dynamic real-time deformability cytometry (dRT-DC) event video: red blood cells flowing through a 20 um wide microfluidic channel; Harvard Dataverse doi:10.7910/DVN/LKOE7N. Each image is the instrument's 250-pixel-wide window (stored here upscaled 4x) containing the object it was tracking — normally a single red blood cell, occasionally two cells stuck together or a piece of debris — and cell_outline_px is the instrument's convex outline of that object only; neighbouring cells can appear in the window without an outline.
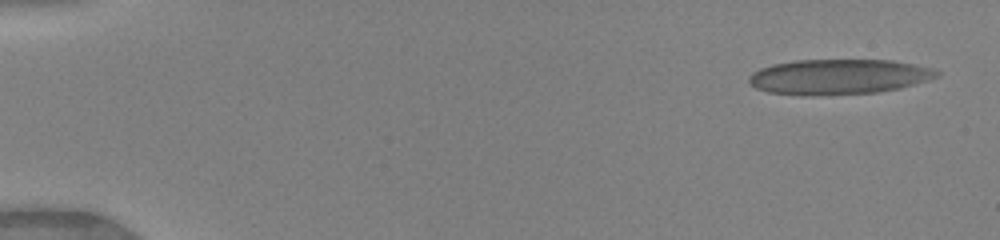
{"species": "human", "species_latin": "Homo sapiens", "temperature_condition": "warm", "stored_images_in_passage": 47, "camera_frame_rate_fps": 3000, "um_per_image_px": 0.085, "donor": {"sex": "female"}, "frame": {"image": 1, "passage_image": 1, "time_ms": 0.0, "image_size_px": [1000, 240], "cell_outline_px": [[940, 76], [928, 80], [896, 88], [876, 92], [812, 96], [808, 96], [768, 92], [756, 88], [748, 84], [748, 76], [752, 72], [760, 68], [772, 64], [796, 60], [892, 60], [932, 68], [940, 72]], "centroid_in_image_um": [71.22, 6.52], "position_along_channel_um": 13.8, "area_um2": 38.55}}
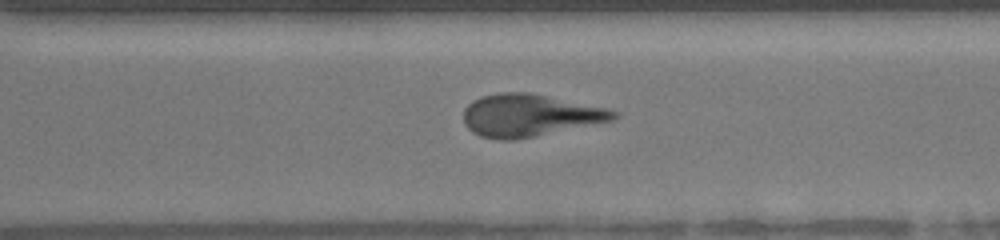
{"frame": {"image": 2, "passage_image": 34, "time_ms": 11.0, "image_size_px": [1000, 240], "cell_outline_px": [[620, 116], [612, 120], [516, 140], [500, 140], [480, 136], [472, 132], [464, 124], [464, 108], [472, 100], [480, 96], [500, 92], [528, 92], [608, 108], [620, 112]], "centroid_in_image_um": [44.99, 9.8], "position_along_channel_um": 325.6, "area_um2": 37.05}}
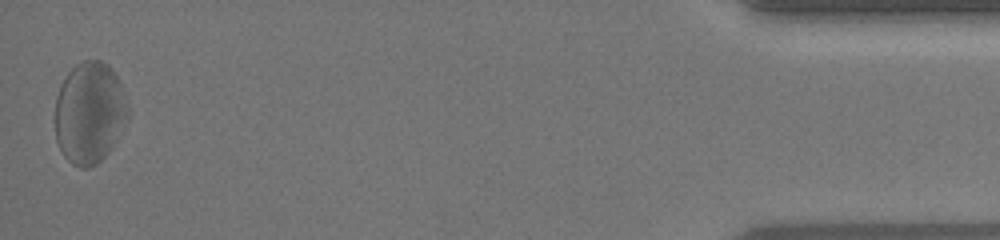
{"frame": {"image": 3, "passage_image": 47, "time_ms": 15.333, "image_size_px": [1000, 240], "cell_outline_px": [[128, 120], [112, 148], [96, 164], [88, 168], [80, 168], [72, 164], [64, 156], [56, 140], [56, 96], [60, 84], [68, 72], [76, 64], [84, 60], [100, 60], [108, 64], [112, 68], [120, 84], [128, 108]], "centroid_in_image_um": [7.61, 9.59], "position_along_channel_um": 427.6, "area_um2": 43.23}, "authors_computed_cell_mechanics": {"area_um2": 37.6856, "velocity_mm_per_s": 4.1107, "shape_relaxation_time_tau1_ms": null, "shape_relaxation_time_tau2_ms": 1.8178, "deformation_change_tau1": null, "deformation_change_tau2": 0.1209}}